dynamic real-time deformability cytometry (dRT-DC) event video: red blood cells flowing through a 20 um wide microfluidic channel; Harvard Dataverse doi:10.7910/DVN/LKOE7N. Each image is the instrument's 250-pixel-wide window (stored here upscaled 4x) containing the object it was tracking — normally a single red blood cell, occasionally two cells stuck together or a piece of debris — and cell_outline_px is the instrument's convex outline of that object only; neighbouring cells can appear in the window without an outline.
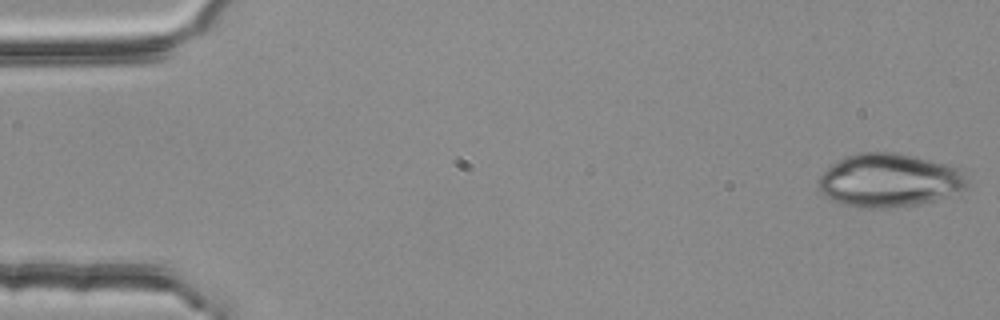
{"species": "common noctule bat (a hibernating species)", "species_latin": "Nyctalus noctula", "temperature_condition": "room temperature", "stored_images_in_passage": 53, "camera_frame_rate_fps": 3000, "um_per_image_px": 0.085, "animal": {"sex": "female", "body_mass_g": 25.1}, "frame": {"image": 1, "passage_image": 1, "time_ms": 0.0, "image_size_px": [1000, 320], "cell_outline_px": [[968, 184], [964, 188], [944, 196], [932, 200], [916, 204], [888, 208], [864, 208], [848, 204], [836, 200], [828, 196], [820, 188], [816, 180], [828, 168], [844, 156], [856, 152], [896, 152], [916, 156], [944, 164], [956, 168], [964, 172], [968, 180]], "centroid_in_image_um": [75.58, 15.3], "position_along_channel_um": 9.4, "area_um2": 45.55}}
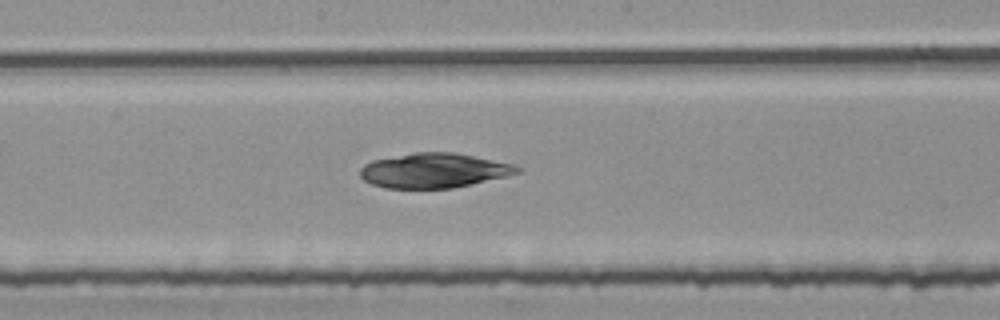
{"frame": {"image": 2, "passage_image": 28, "time_ms": 9.0, "image_size_px": [1000, 320], "cell_outline_px": [[524, 168], [520, 172], [508, 176], [452, 188], [384, 188], [372, 184], [364, 180], [360, 176], [360, 168], [364, 164], [372, 160], [416, 152], [452, 152], [512, 164]], "centroid_in_image_um": [36.87, 14.5], "position_along_channel_um": 211.3, "area_um2": 31.62}}
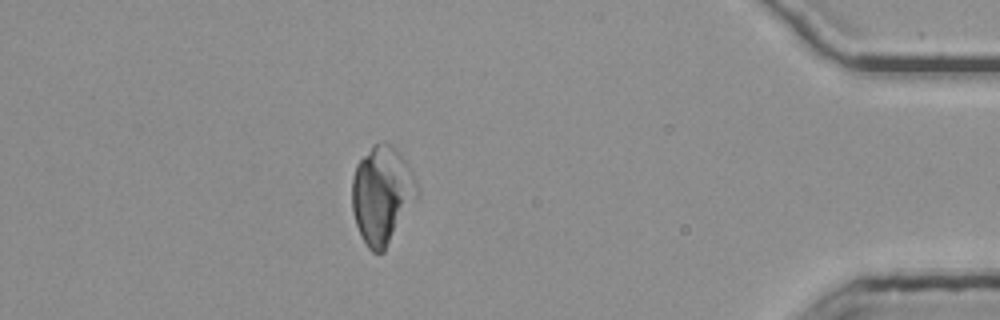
{"frame": {"image": 3, "passage_image": 47, "time_ms": 15.333, "image_size_px": [1000, 320], "cell_outline_px": [[420, 188], [416, 196], [384, 252], [372, 252], [368, 248], [356, 224], [352, 212], [352, 176], [356, 164], [372, 144], [380, 140], [384, 140], [396, 148], [400, 152], [408, 164]], "centroid_in_image_um": [32.44, 16.49], "position_along_channel_um": 402.8, "area_um2": 36.99}}